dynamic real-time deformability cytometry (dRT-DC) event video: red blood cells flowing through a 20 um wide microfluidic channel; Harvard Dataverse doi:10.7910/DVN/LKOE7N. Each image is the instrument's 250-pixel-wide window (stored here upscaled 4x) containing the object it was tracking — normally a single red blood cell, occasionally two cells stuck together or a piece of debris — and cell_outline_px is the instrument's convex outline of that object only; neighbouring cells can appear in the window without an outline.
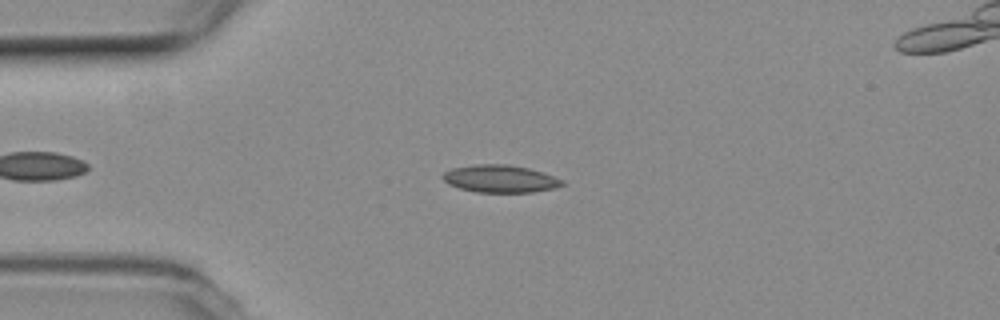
{"species": "common noctule bat (a hibernating species)", "species_latin": "Nyctalus noctula", "temperature_condition": "room temperature", "stored_images_in_passage": 47, "camera_frame_rate_fps": 3000, "um_per_image_px": 0.085, "animal": {"sex": "female", "body_mass_g": 19.3, "forearm_length_mm": 54.1}, "frame": {"image": 1, "passage_image": 10, "time_ms": 3.0, "image_size_px": [1000, 320], "cell_outline_px": [[564, 184], [552, 188], [532, 192], [476, 192], [460, 188], [448, 184], [440, 176], [444, 172], [452, 168], [476, 164], [508, 164], [528, 168], [544, 172], [564, 180]], "centroid_in_image_um": [42.5, 15.18], "position_along_channel_um": 42.5, "area_um2": 19.13}}
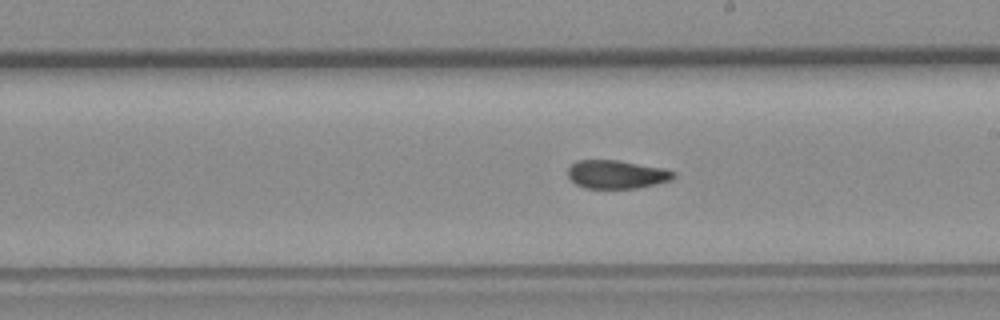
{"frame": {"image": 2, "passage_image": 27, "time_ms": 8.667, "image_size_px": [1000, 320], "cell_outline_px": [[676, 176], [672, 180], [656, 184], [636, 188], [584, 188], [576, 184], [568, 176], [568, 168], [576, 160], [616, 160], [664, 168], [676, 172]], "centroid_in_image_um": [52.43, 14.82], "position_along_channel_um": 236.6, "area_um2": 17.51}}
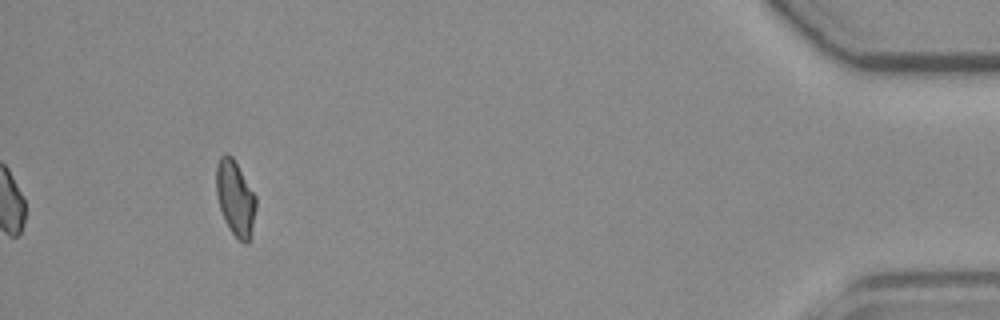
{"frame": {"image": 3, "passage_image": 47, "time_ms": 15.333, "image_size_px": [1000, 320], "cell_outline_px": [[256, 208], [252, 228], [248, 244], [244, 244], [228, 228], [224, 220], [220, 208], [216, 192], [216, 164], [220, 156], [224, 152], [228, 152], [232, 156], [256, 196]], "centroid_in_image_um": [19.99, 16.81], "position_along_channel_um": 415.2, "area_um2": 17.46}, "authors_computed_cell_mechanics": {"area_um2": 18.207, "velocity_mm_per_s": 3.797, "shape_relaxation_time_tau1_ms": null, "shape_relaxation_time_tau2_ms": 2.4383, "deformation_change_tau1": null, "deformation_change_tau2": 0.0779}}